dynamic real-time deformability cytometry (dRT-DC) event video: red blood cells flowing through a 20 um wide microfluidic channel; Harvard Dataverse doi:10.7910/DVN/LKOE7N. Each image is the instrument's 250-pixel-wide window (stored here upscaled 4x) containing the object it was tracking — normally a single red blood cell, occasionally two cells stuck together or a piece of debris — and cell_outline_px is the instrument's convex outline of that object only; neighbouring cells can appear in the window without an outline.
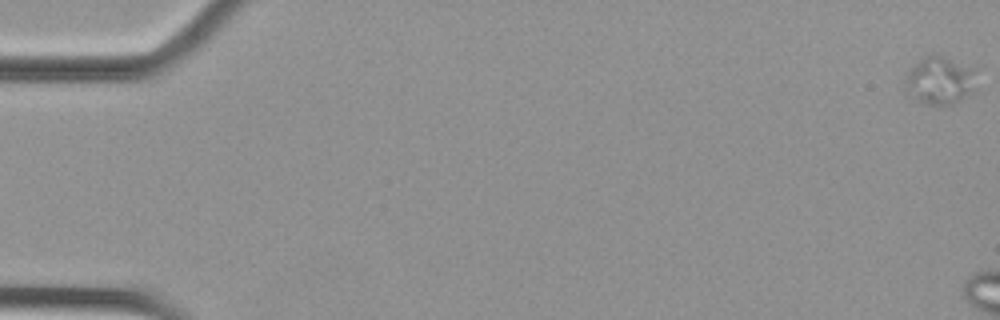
{"species": "Egyptian fruit bat (a non-hibernating species)", "species_latin": "Rousettus aegyptiacus", "temperature_condition": "cold", "stored_images_in_passage": 6, "camera_frame_rate_fps": 3000, "um_per_image_px": 0.085, "animal": {"sex": "female"}, "frame": {"image": 1, "passage_image": 1, "time_ms": 0.0, "image_size_px": [1000, 320], "cell_outline_px": [[976, 92], [956, 104], [940, 108], [904, 96], [904, 76], [908, 68], [920, 56], [932, 52], [972, 68], [976, 88]], "centroid_in_image_um": [79.79, 6.89], "position_along_channel_um": 5.2, "area_um2": 21.21}}